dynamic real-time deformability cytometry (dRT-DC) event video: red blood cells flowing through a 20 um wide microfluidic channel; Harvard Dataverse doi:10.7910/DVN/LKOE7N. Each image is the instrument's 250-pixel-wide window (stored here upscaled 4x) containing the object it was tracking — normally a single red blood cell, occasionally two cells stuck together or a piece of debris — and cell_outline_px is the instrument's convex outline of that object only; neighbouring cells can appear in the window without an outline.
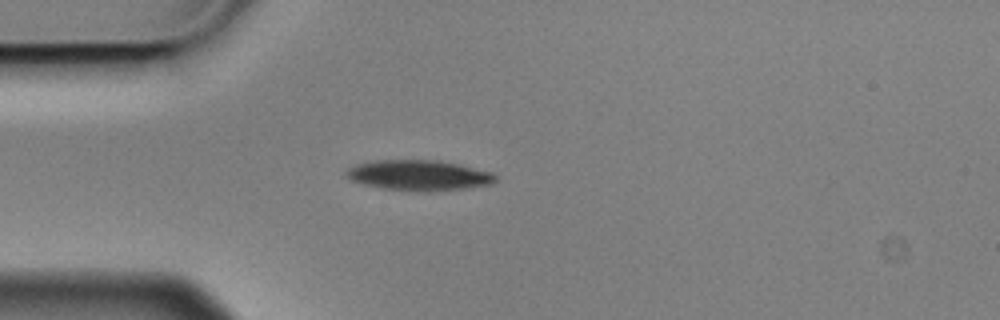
{"species": "Egyptian fruit bat (a non-hibernating species)", "species_latin": "Rousettus aegyptiacus", "temperature_condition": "cold", "stored_images_in_passage": 3, "camera_frame_rate_fps": 3000, "um_per_image_px": 0.085, "animal": {"sex": "male"}, "frame": {"image": 1, "passage_image": 3, "time_ms": 0.667, "image_size_px": [1000, 320], "cell_outline_px": [[496, 180], [492, 184], [468, 188], [428, 192], [416, 192], [384, 188], [364, 184], [348, 180], [344, 176], [344, 172], [348, 168], [356, 164], [376, 160], [440, 160], [492, 172], [496, 176]], "centroid_in_image_um": [35.57, 14.91], "position_along_channel_um": 49.4, "area_um2": 26.76}}